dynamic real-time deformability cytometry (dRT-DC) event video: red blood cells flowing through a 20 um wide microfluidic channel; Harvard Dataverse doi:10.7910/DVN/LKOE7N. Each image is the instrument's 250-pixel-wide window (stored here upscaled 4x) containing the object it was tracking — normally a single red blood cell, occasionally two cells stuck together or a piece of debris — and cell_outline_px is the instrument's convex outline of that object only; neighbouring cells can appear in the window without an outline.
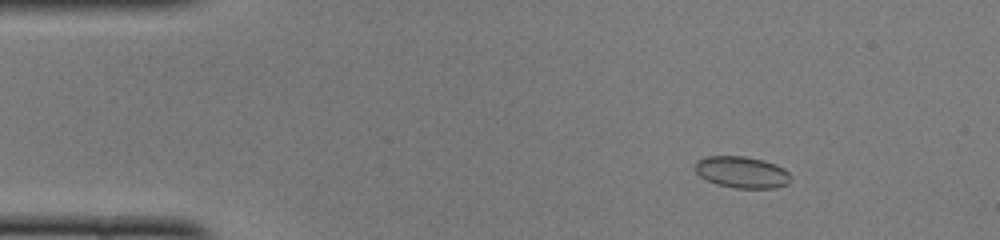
{"species": "common noctule bat (a hibernating species)", "species_latin": "Nyctalus noctula", "temperature_condition": "cold", "stored_images_in_passage": 50, "camera_frame_rate_fps": 3000, "um_per_image_px": 0.085, "animal": {"sex": "female", "body_mass_g": 22.0, "forearm_length_mm": 56.7}, "frame": {"image": 1, "passage_image": 7, "time_ms": 2.0, "image_size_px": [1000, 240], "cell_outline_px": [[788, 184], [776, 188], [736, 188], [716, 184], [700, 176], [696, 172], [696, 160], [704, 156], [744, 156], [764, 160], [776, 164], [784, 168], [788, 172]], "centroid_in_image_um": [63.04, 14.63], "position_along_channel_um": 22.0, "area_um2": 17.57}}
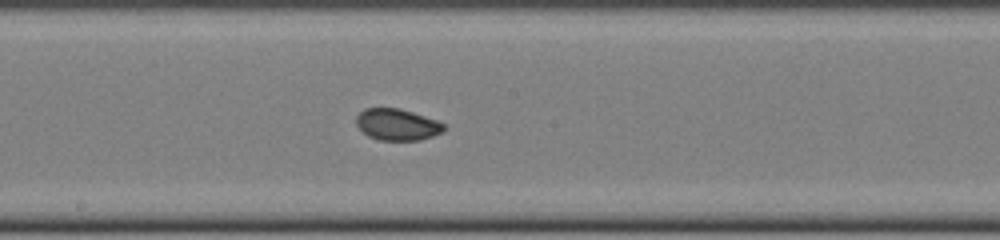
{"frame": {"image": 2, "passage_image": 27, "time_ms": 8.667, "image_size_px": [1000, 240], "cell_outline_px": [[448, 128], [444, 132], [420, 140], [380, 140], [368, 136], [356, 124], [356, 116], [364, 108], [400, 108], [436, 120], [444, 124]], "centroid_in_image_um": [33.78, 10.59], "position_along_channel_um": 214.4, "area_um2": 16.13}}
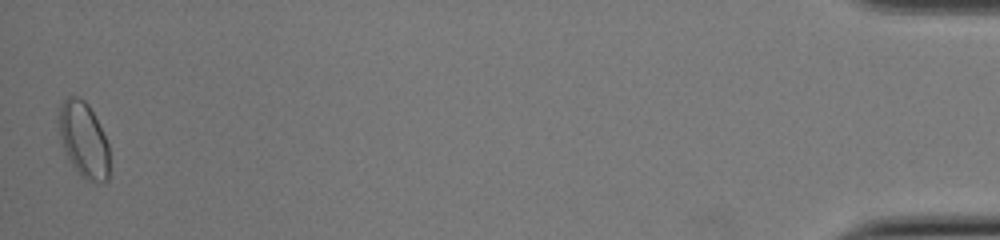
{"frame": {"image": 3, "passage_image": 50, "time_ms": 16.333, "image_size_px": [1000, 240], "cell_outline_px": [[108, 180], [88, 180], [80, 176], [64, 152], [60, 136], [60, 108], [64, 100], [68, 96], [80, 96], [88, 104], [108, 144]], "centroid_in_image_um": [7.1, 11.87], "position_along_channel_um": 428.1, "area_um2": 21.56}, "authors_computed_cell_mechanics": {"area_um2": 16.9065, "velocity_mm_per_s": 3.9845, "shape_relaxation_time_tau1_ms": null, "shape_relaxation_time_tau2_ms": 1.1435, "deformation_change_tau1": null, "deformation_change_tau2": 0.0318}}